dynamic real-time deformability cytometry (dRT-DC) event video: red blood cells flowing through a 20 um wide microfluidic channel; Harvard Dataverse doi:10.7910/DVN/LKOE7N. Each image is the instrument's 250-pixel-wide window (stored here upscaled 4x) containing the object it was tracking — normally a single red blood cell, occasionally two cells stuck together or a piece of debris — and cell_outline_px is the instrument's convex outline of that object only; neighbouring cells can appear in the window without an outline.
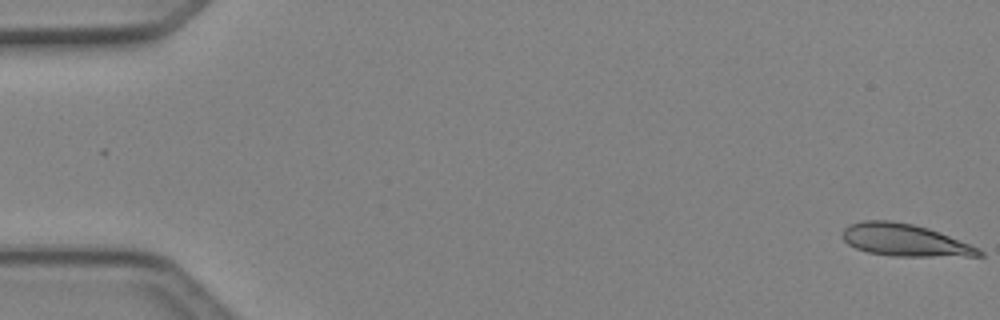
{"species": "Egyptian fruit bat (a non-hibernating species)", "species_latin": "Rousettus aegyptiacus", "temperature_condition": "cold", "stored_images_in_passage": 5, "camera_frame_rate_fps": 3000, "um_per_image_px": 0.085, "animal": {"sex": "female"}, "frame": {"image": 1, "passage_image": 1, "time_ms": 0.0, "image_size_px": [1000, 320], "cell_outline_px": [[984, 256], [892, 256], [868, 252], [856, 248], [848, 244], [844, 240], [840, 232], [848, 224], [864, 220], [892, 220], [912, 224], [928, 228], [940, 232], [980, 248], [984, 252]], "centroid_in_image_um": [76.89, 20.4], "position_along_channel_um": 8.1, "area_um2": 25.84}}